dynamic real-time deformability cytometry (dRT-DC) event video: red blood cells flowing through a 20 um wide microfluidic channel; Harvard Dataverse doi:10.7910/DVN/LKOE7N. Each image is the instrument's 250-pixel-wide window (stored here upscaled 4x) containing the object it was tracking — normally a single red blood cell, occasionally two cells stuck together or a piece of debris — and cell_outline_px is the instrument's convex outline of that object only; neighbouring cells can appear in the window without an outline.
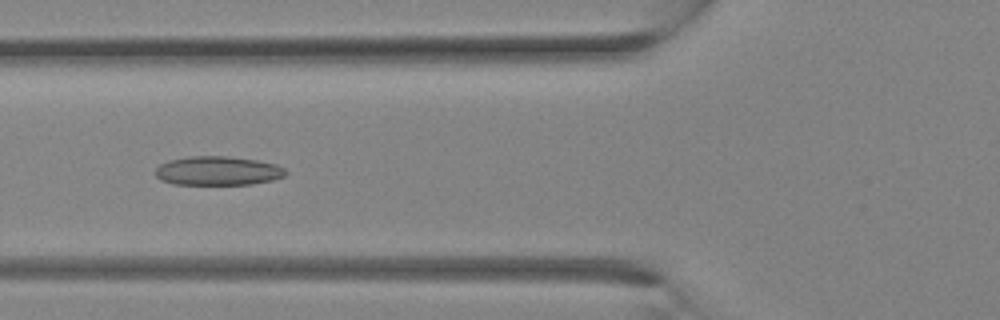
{"species": "Egyptian fruit bat (a non-hibernating species)", "species_latin": "Rousettus aegyptiacus", "temperature_condition": "room temperature", "stored_images_in_passage": 26, "camera_frame_rate_fps": 3000, "um_per_image_px": 0.085, "animal": {"sex": "female"}, "frame": {"image": 1, "passage_image": 6, "time_ms": 1.667, "image_size_px": [1000, 320], "cell_outline_px": [[288, 172], [284, 176], [272, 180], [252, 184], [172, 184], [160, 180], [156, 176], [156, 168], [160, 164], [168, 160], [188, 156], [228, 156], [256, 160], [276, 164], [284, 168]], "centroid_in_image_um": [18.5, 14.51], "position_along_channel_um": 107.3, "area_um2": 22.08}}
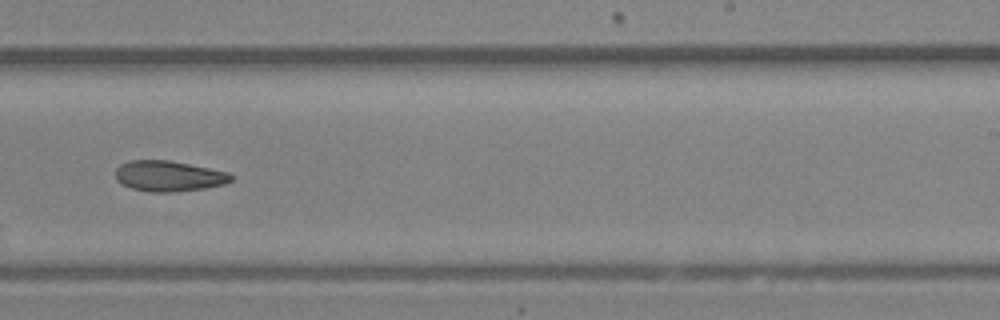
{"frame": {"image": 2, "passage_image": 14, "time_ms": 4.333, "image_size_px": [1000, 320], "cell_outline_px": [[232, 180], [224, 184], [204, 188], [176, 192], [148, 192], [132, 188], [120, 184], [116, 180], [116, 168], [120, 164], [128, 160], [168, 160], [228, 172], [232, 176]], "centroid_in_image_um": [14.29, 14.97], "position_along_channel_um": 274.7, "area_um2": 20.63}}
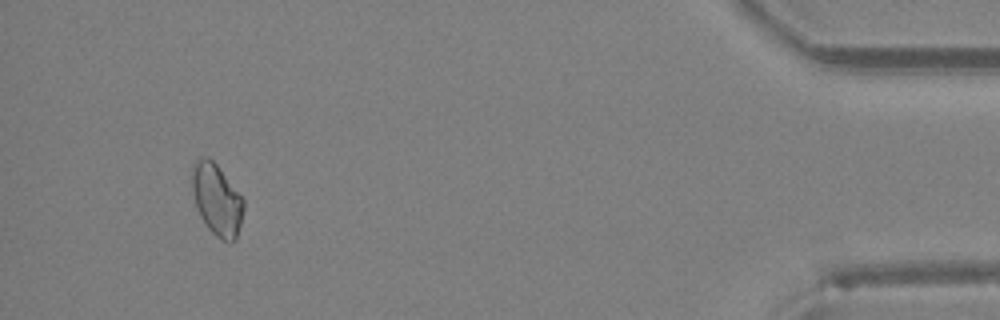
{"frame": {"image": 3, "passage_image": 24, "time_ms": 7.667, "image_size_px": [1000, 320], "cell_outline_px": [[244, 208], [236, 240], [220, 240], [204, 224], [196, 208], [192, 192], [192, 164], [196, 160], [204, 156], [208, 156], [216, 164], [244, 200]], "centroid_in_image_um": [18.4, 16.96], "position_along_channel_um": 416.8, "area_um2": 21.39}}